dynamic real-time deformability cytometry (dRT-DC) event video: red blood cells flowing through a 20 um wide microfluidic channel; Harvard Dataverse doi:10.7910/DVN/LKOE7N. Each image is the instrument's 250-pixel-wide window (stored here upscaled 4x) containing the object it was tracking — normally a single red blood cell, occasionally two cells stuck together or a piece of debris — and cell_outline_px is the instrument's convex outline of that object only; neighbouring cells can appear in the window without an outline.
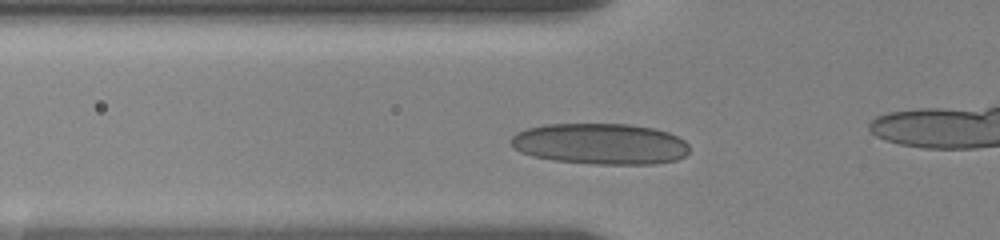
{"species": "human", "species_latin": "Homo sapiens", "temperature_condition": "room temperature", "stored_images_in_passage": 38, "camera_frame_rate_fps": 3000, "um_per_image_px": 0.085, "donor": {"sex": "female"}, "frame": {"image": 1, "passage_image": 11, "time_ms": 4.0, "image_size_px": [1000, 240], "cell_outline_px": [[688, 152], [684, 156], [676, 160], [656, 164], [596, 164], [552, 160], [532, 156], [520, 152], [512, 144], [512, 136], [516, 132], [528, 128], [544, 124], [628, 124], [652, 128], [668, 132], [684, 140], [688, 144]], "centroid_in_image_um": [51.03, 12.23], "position_along_channel_um": 74.8, "area_um2": 42.66}}
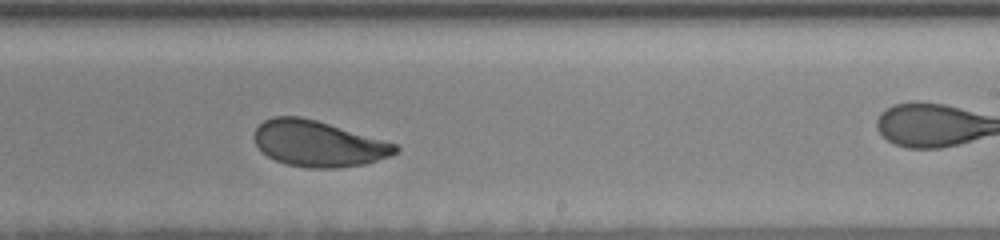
{"frame": {"image": 2, "passage_image": 25, "time_ms": 9.333, "image_size_px": [1000, 240], "cell_outline_px": [[400, 148], [396, 152], [388, 156], [364, 164], [336, 168], [308, 168], [284, 164], [268, 156], [256, 144], [256, 128], [264, 120], [272, 116], [300, 116], [316, 120], [396, 144]], "centroid_in_image_um": [27.03, 12.21], "position_along_channel_um": 262.0, "area_um2": 37.22}}
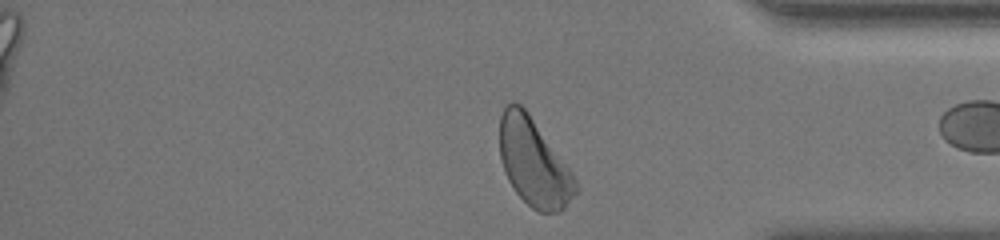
{"frame": {"image": 3, "passage_image": 36, "time_ms": 13.333, "image_size_px": [1000, 240], "cell_outline_px": [[580, 188], [564, 208], [560, 212], [540, 212], [532, 208], [516, 192], [508, 180], [504, 172], [500, 160], [500, 116], [504, 108], [512, 100], [520, 104], [528, 112], [572, 172]], "centroid_in_image_um": [45.37, 13.81], "position_along_channel_um": 389.8, "area_um2": 38.55}}